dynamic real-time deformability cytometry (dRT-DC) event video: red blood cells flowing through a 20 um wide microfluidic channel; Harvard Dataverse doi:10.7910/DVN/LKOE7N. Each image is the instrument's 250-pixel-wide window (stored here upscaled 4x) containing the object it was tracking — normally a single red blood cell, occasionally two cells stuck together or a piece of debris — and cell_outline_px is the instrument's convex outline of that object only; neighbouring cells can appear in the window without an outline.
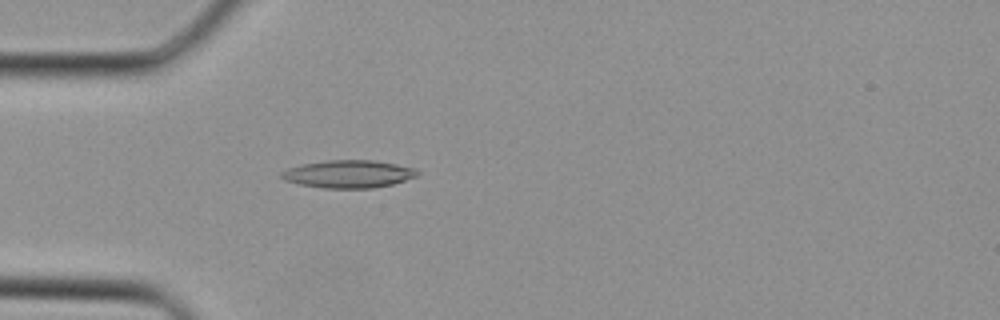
{"species": "Egyptian fruit bat (a non-hibernating species)", "species_latin": "Rousettus aegyptiacus", "temperature_condition": "cold", "stored_images_in_passage": 31, "camera_frame_rate_fps": 3000, "um_per_image_px": 0.085, "animal": {"sex": "female"}, "frame": {"image": 1, "passage_image": 6, "time_ms": 1.667, "image_size_px": [1000, 320], "cell_outline_px": [[420, 172], [416, 176], [392, 184], [372, 188], [324, 188], [300, 184], [284, 180], [280, 176], [280, 172], [288, 168], [300, 164], [328, 160], [372, 160], [396, 164], [416, 168]], "centroid_in_image_um": [29.6, 14.78], "position_along_channel_um": 55.4, "area_um2": 21.91}}
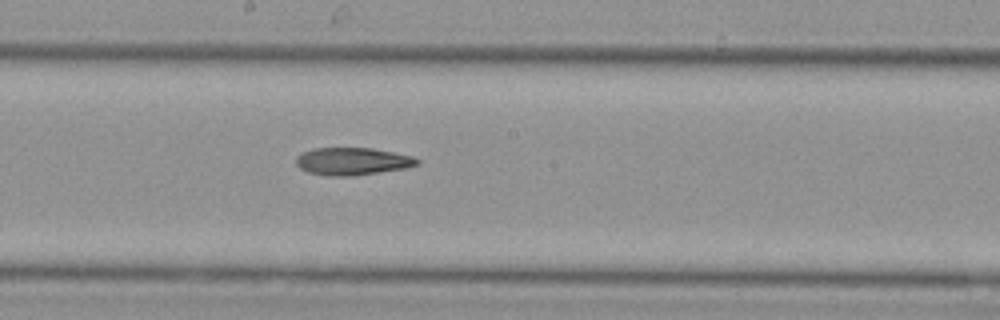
{"frame": {"image": 2, "passage_image": 15, "time_ms": 4.667, "image_size_px": [1000, 320], "cell_outline_px": [[420, 164], [408, 168], [352, 176], [328, 176], [308, 172], [300, 168], [296, 164], [296, 156], [312, 148], [372, 148], [412, 156], [420, 160]], "centroid_in_image_um": [29.97, 13.72], "position_along_channel_um": 218.2, "area_um2": 19.48}}
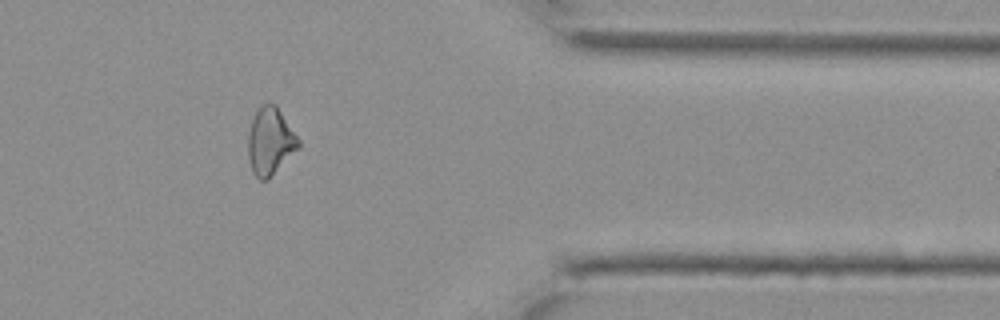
{"frame": {"image": 3, "passage_image": 25, "time_ms": 8.0, "image_size_px": [1000, 320], "cell_outline_px": [[300, 148], [268, 180], [260, 180], [252, 172], [248, 160], [248, 132], [252, 120], [256, 112], [268, 100], [276, 104], [300, 140]], "centroid_in_image_um": [22.98, 12.02], "position_along_channel_um": 388.4, "area_um2": 20.06}}